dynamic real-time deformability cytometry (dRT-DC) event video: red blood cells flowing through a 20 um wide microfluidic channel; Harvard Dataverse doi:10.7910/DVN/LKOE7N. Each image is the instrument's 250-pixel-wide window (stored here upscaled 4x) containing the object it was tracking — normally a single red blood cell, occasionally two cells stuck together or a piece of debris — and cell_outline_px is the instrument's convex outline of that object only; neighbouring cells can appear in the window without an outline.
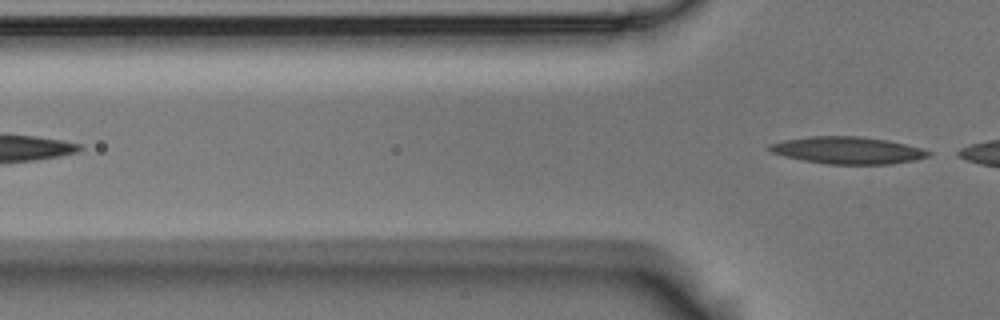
{"species": "Egyptian fruit bat (a non-hibernating species)", "species_latin": "Rousettus aegyptiacus", "temperature_condition": "room temperature", "stored_images_in_passage": 3, "camera_frame_rate_fps": 3000, "um_per_image_px": 0.085, "animal": {"sex": "male"}, "frame": {"image": 1, "passage_image": 3, "time_ms": 0.667, "image_size_px": [1000, 320], "cell_outline_px": [[932, 152], [928, 156], [912, 160], [892, 164], [828, 164], [804, 160], [784, 156], [772, 152], [764, 148], [768, 144], [784, 140], [812, 136], [860, 136], [888, 140], [920, 148]], "centroid_in_image_um": [72.0, 12.77], "position_along_channel_um": 53.8, "area_um2": 24.97}}